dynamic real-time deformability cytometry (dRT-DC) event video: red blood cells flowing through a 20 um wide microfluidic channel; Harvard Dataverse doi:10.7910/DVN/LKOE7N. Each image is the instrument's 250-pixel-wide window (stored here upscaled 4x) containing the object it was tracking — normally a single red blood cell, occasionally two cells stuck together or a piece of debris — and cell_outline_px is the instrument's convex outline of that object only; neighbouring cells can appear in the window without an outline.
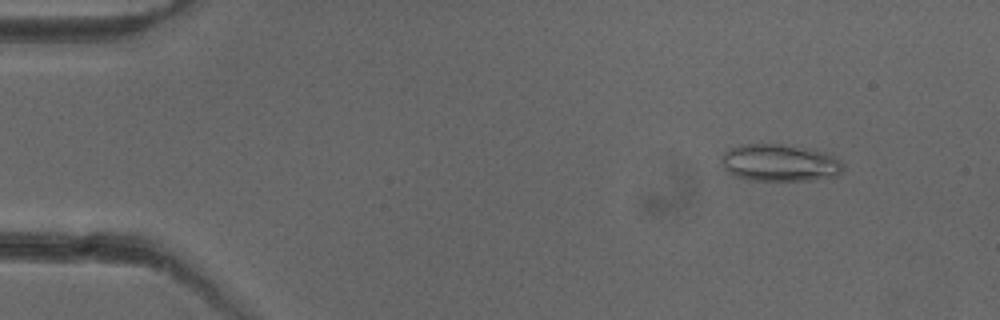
{"species": "common noctule bat (a hibernating species)", "species_latin": "Nyctalus noctula", "temperature_condition": "cold", "stored_images_in_passage": 52, "camera_frame_rate_fps": 3000, "um_per_image_px": 0.085, "animal": {"sex": "female"}, "frame": {"image": 1, "passage_image": 6, "time_ms": 1.667, "image_size_px": [1000, 320], "cell_outline_px": [[844, 168], [836, 176], [812, 180], [752, 180], [736, 176], [728, 172], [724, 168], [724, 152], [732, 148], [744, 144], [780, 144], [808, 148], [828, 152], [844, 164]], "centroid_in_image_um": [66.34, 13.83], "position_along_channel_um": 18.7, "area_um2": 26.13}}
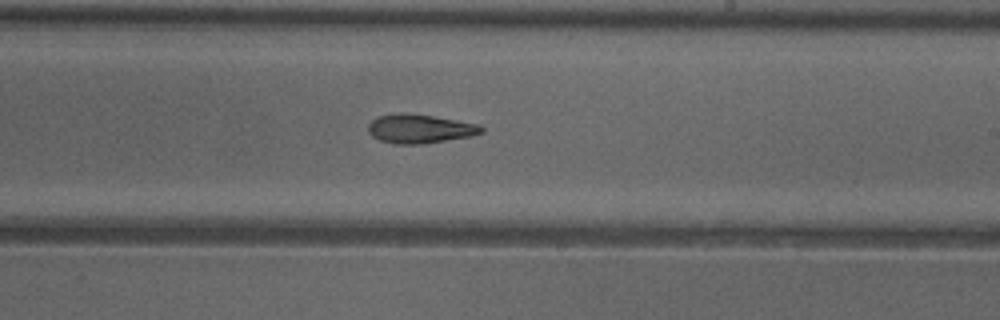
{"frame": {"image": 2, "passage_image": 31, "time_ms": 10.0, "image_size_px": [1000, 320], "cell_outline_px": [[484, 132], [472, 136], [420, 144], [392, 144], [380, 140], [372, 136], [368, 132], [368, 124], [376, 116], [400, 112], [408, 112], [480, 124], [484, 128]], "centroid_in_image_um": [35.66, 10.93], "position_along_channel_um": 253.3, "area_um2": 19.31}}
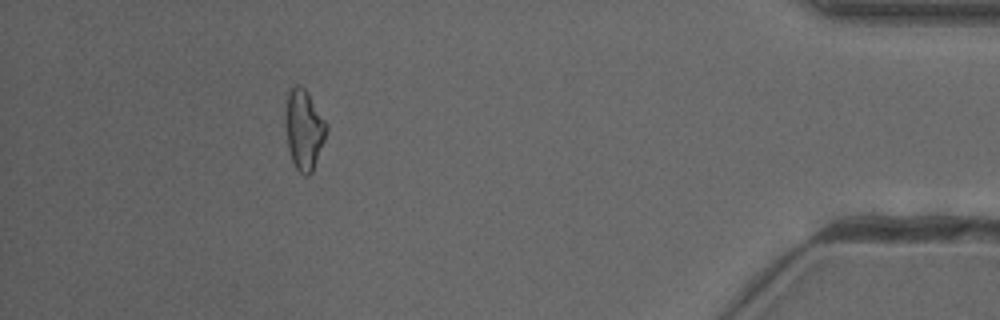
{"frame": {"image": 3, "passage_image": 47, "time_ms": 15.333, "image_size_px": [1000, 320], "cell_outline_px": [[328, 128], [324, 140], [312, 172], [308, 176], [304, 176], [296, 168], [292, 160], [288, 148], [284, 124], [284, 112], [288, 92], [296, 84], [300, 84], [308, 92], [328, 124]], "centroid_in_image_um": [25.82, 10.98], "position_along_channel_um": 409.4, "area_um2": 19.42}, "authors_computed_cell_mechanics": {"area_um2": 19.652, "velocity_mm_per_s": 3.9932, "shape_relaxation_time_tau1_ms": null, "shape_relaxation_time_tau2_ms": 10.1899, "deformation_change_tau1": null, "deformation_change_tau2": 0.2577}}